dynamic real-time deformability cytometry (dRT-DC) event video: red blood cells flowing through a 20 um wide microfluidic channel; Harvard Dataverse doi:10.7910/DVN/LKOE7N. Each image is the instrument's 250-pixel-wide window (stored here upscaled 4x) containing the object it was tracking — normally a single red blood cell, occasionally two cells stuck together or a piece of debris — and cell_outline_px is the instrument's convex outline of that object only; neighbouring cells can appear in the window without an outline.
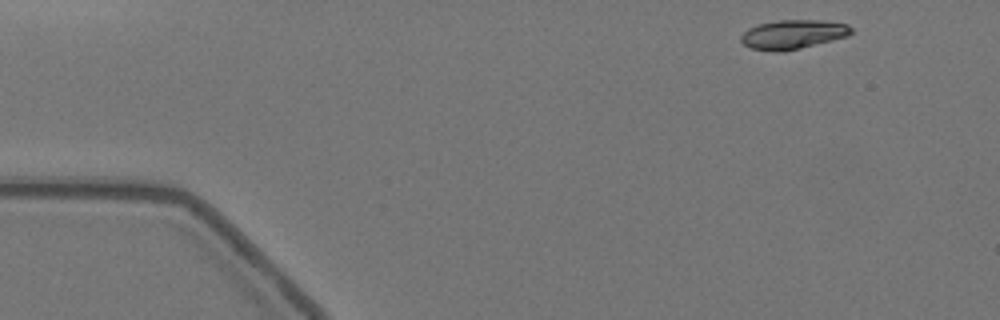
{"species": "Egyptian fruit bat (a non-hibernating species)", "species_latin": "Rousettus aegyptiacus", "temperature_condition": "warm", "stored_images_in_passage": 41, "camera_frame_rate_fps": 3000, "um_per_image_px": 0.085, "animal": {"sex": "female"}, "frame": {"image": 1, "passage_image": 1, "time_ms": 0.0, "image_size_px": [1000, 320], "cell_outline_px": [[852, 32], [848, 36], [800, 48], [776, 52], [772, 52], [752, 48], [744, 44], [740, 40], [740, 36], [748, 28], [760, 24], [776, 20], [824, 20], [848, 24], [852, 28]], "centroid_in_image_um": [67.4, 2.91], "position_along_channel_um": 17.6, "area_um2": 18.67}}
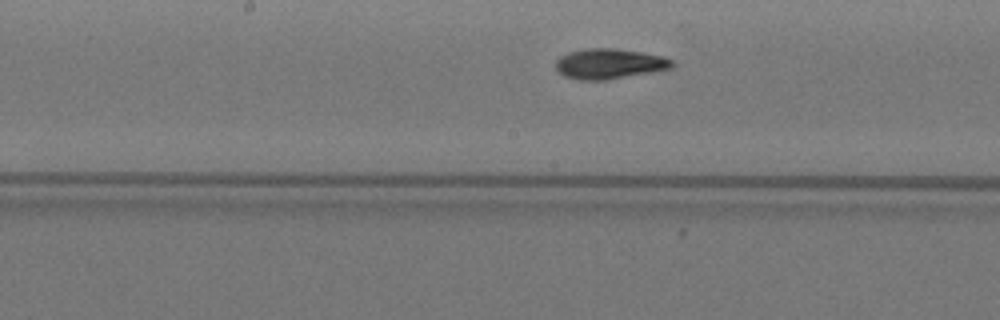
{"frame": {"image": 2, "passage_image": 24, "time_ms": 7.667, "image_size_px": [1000, 320], "cell_outline_px": [[672, 68], [652, 72], [604, 80], [580, 80], [564, 76], [556, 68], [556, 60], [560, 56], [568, 52], [584, 48], [612, 48], [644, 52], [664, 56], [672, 60]], "centroid_in_image_um": [51.78, 5.41], "position_along_channel_um": 196.4, "area_um2": 20.52}}
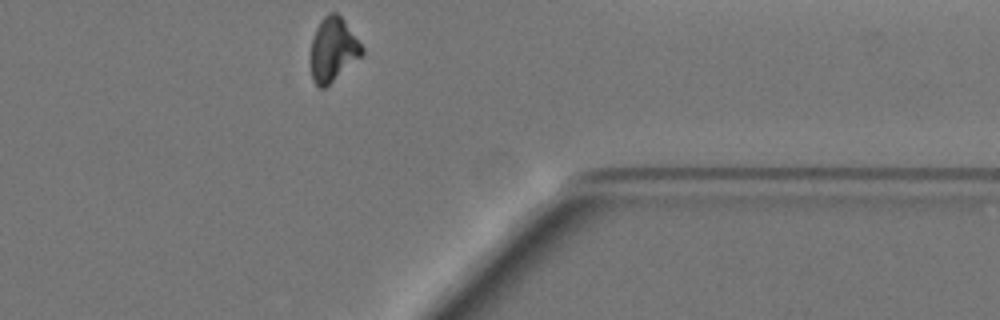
{"frame": {"image": 3, "passage_image": 41, "time_ms": 13.333, "image_size_px": [1000, 320], "cell_outline_px": [[364, 52], [360, 56], [324, 88], [320, 88], [312, 80], [308, 60], [312, 36], [320, 20], [328, 12], [336, 12], [344, 20], [364, 48]], "centroid_in_image_um": [28.24, 4.2], "position_along_channel_um": 383.2, "area_um2": 19.25}, "authors_computed_cell_mechanics": {"area_um2": 19.8832, "velocity_mm_per_s": 3.5259, "shape_relaxation_time_tau1_ms": 10.1037, "shape_relaxation_time_tau2_ms": 4.3783, "deformation_change_tau1": 0.2591, "deformation_change_tau2": 0.0702}}